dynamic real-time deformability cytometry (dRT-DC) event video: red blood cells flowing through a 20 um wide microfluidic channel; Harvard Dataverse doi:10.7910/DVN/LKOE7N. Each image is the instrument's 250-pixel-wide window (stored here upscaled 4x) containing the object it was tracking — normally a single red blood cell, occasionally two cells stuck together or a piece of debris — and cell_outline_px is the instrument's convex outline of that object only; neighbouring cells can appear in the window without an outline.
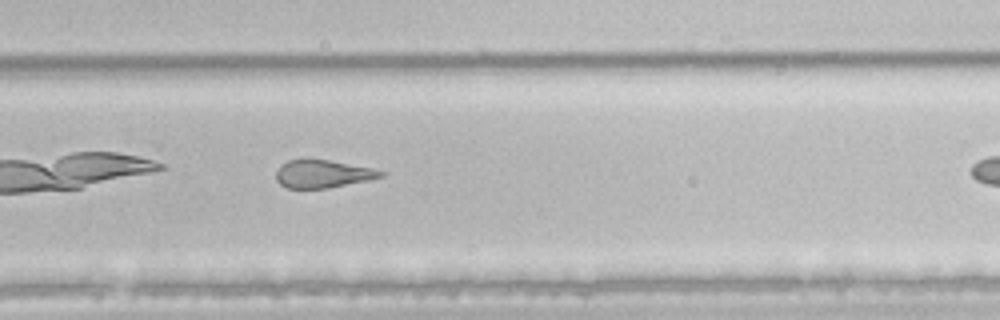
{"species": "common noctule bat (a hibernating species)", "species_latin": "Nyctalus noctula", "temperature_condition": "room temperature", "stored_images_in_passage": 26, "camera_frame_rate_fps": 3000, "um_per_image_px": 0.085, "animal": {"sex": "male", "body_mass_g": 21.5, "forearm_length_mm": 52.0}, "frame": {"image": 1, "passage_image": 19, "time_ms": 6.0, "image_size_px": [1000, 320], "cell_outline_px": [[384, 176], [368, 180], [328, 188], [288, 188], [280, 184], [276, 180], [276, 172], [280, 164], [288, 160], [328, 160], [372, 168], [384, 172]], "centroid_in_image_um": [27.41, 14.79], "position_along_channel_um": 302.4, "area_um2": 16.76}}